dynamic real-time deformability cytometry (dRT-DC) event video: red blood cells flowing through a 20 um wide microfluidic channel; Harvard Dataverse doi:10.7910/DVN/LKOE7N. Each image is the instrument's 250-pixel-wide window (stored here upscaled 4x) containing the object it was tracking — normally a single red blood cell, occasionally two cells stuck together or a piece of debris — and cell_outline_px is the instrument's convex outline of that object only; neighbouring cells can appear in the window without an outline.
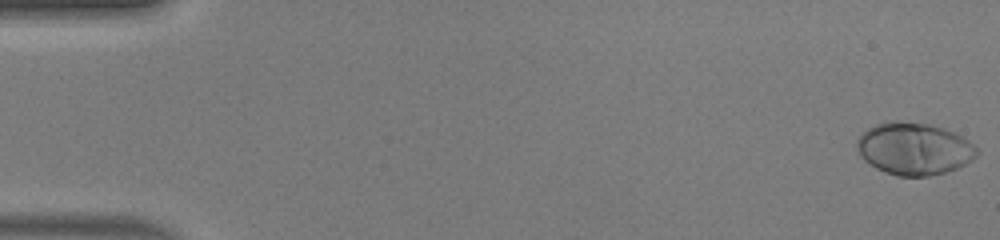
{"species": "human", "species_latin": "Homo sapiens", "temperature_condition": "warm", "stored_images_in_passage": 49, "camera_frame_rate_fps": 3000, "um_per_image_px": 0.085, "donor": {"sex": "male"}, "frame": {"image": 1, "passage_image": 1, "time_ms": 0.0, "image_size_px": [1000, 240], "cell_outline_px": [[980, 152], [972, 160], [956, 168], [944, 172], [928, 176], [896, 176], [884, 172], [876, 168], [864, 160], [860, 156], [856, 148], [856, 140], [868, 128], [876, 124], [888, 120], [896, 120], [928, 124], [944, 128], [968, 140]], "centroid_in_image_um": [77.66, 12.64], "position_along_channel_um": 7.3, "area_um2": 36.53}}
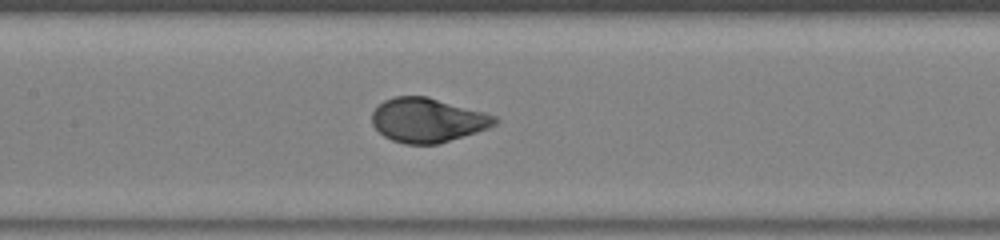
{"frame": {"image": 2, "passage_image": 24, "time_ms": 7.667, "image_size_px": [1000, 240], "cell_outline_px": [[500, 120], [496, 124], [488, 128], [476, 132], [436, 144], [404, 144], [392, 140], [384, 136], [372, 124], [372, 112], [384, 100], [396, 96], [428, 96], [484, 112], [496, 116]], "centroid_in_image_um": [36.35, 10.2], "position_along_channel_um": 171.1, "area_um2": 31.56}}
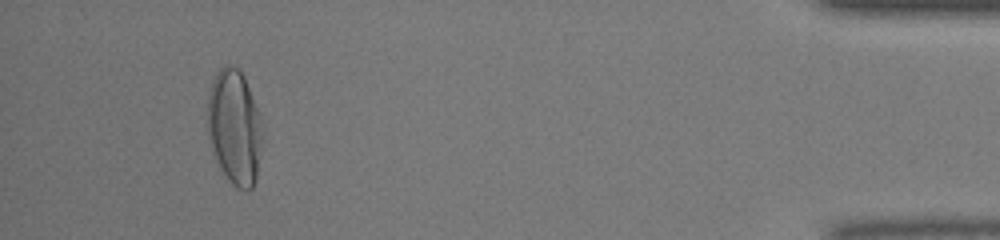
{"frame": {"image": 3, "passage_image": 46, "time_ms": 15.0, "image_size_px": [1000, 240], "cell_outline_px": [[264, 140], [256, 180], [252, 188], [248, 192], [236, 188], [228, 180], [216, 160], [208, 140], [208, 92], [216, 72], [220, 68], [228, 64], [236, 68], [244, 76], [264, 120]], "centroid_in_image_um": [19.99, 10.84], "position_along_channel_um": 415.2, "area_um2": 37.86}, "authors_computed_cell_mechanics": {"area_um2": 32.7726, "velocity_mm_per_s": 4.2306, "shape_relaxation_time_tau1_ms": 3.3036, "shape_relaxation_time_tau2_ms": null, "deformation_change_tau1": 0.2028, "deformation_change_tau2": null}}